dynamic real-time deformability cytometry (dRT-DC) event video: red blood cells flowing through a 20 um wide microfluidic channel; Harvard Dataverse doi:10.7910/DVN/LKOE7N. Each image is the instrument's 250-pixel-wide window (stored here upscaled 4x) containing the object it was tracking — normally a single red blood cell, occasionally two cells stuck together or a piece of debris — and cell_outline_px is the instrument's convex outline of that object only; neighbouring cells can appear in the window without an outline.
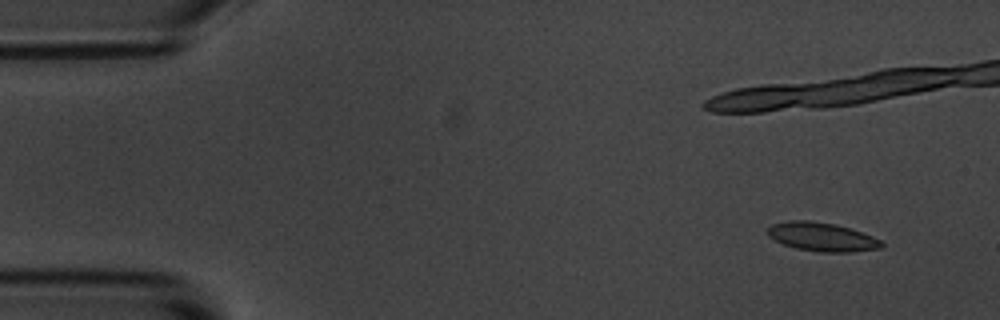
{"species": "common noctule bat (a hibernating species)", "species_latin": "Nyctalus noctula", "temperature_condition": "room temperature", "stored_images_in_passage": 7, "camera_frame_rate_fps": 3000, "um_per_image_px": 0.085, "animal": {"sex": "male", "body_mass_g": 20.1, "forearm_length_mm": 53.5}, "frame": {"image": 1, "passage_image": 1, "time_ms": 0.0, "image_size_px": [1000, 320], "cell_outline_px": [[884, 244], [880, 248], [848, 252], [820, 252], [796, 248], [784, 244], [768, 236], [768, 228], [772, 224], [788, 220], [808, 220], [836, 224], [872, 236], [880, 240]], "centroid_in_image_um": [69.84, 20.13], "position_along_channel_um": 15.2, "area_um2": 18.84}}